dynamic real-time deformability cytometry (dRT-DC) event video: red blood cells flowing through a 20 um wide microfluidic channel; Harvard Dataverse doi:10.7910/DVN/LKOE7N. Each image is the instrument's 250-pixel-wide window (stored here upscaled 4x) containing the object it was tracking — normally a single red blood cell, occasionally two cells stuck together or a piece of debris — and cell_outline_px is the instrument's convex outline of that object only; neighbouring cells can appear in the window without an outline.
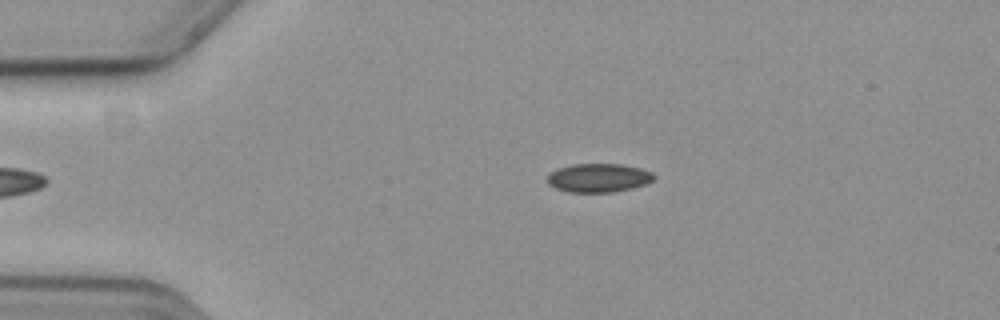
{"species": "common noctule bat (a hibernating species)", "species_latin": "Nyctalus noctula", "temperature_condition": "cold", "stored_images_in_passage": 20, "camera_frame_rate_fps": 3000, "um_per_image_px": 0.085, "animal": {"sex": "female", "body_mass_g": 19.3, "forearm_length_mm": 54.1}, "frame": {"image": 1, "passage_image": 12, "time_ms": 3.667, "image_size_px": [1000, 320], "cell_outline_px": [[656, 176], [652, 180], [644, 184], [632, 188], [612, 192], [568, 192], [556, 188], [548, 184], [548, 176], [556, 168], [572, 164], [624, 164], [640, 168], [652, 172]], "centroid_in_image_um": [50.87, 15.11], "position_along_channel_um": 34.1, "area_um2": 17.8}}
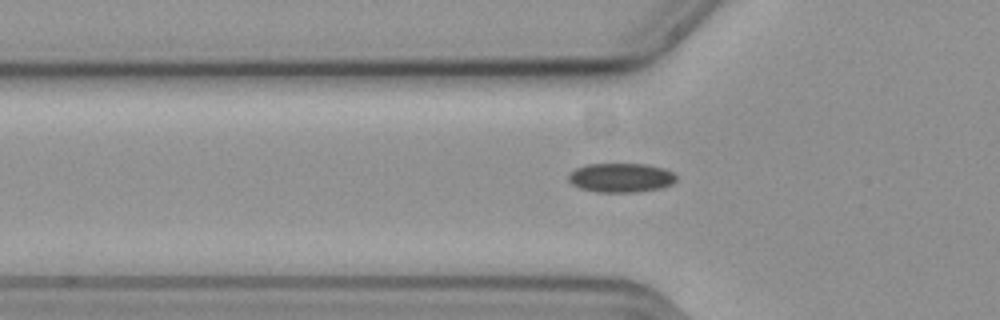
{"frame": {"image": 2, "passage_image": 19, "time_ms": 6.0, "image_size_px": [1000, 320], "cell_outline_px": [[676, 180], [672, 184], [660, 188], [636, 192], [596, 192], [580, 188], [572, 184], [568, 180], [568, 176], [576, 168], [588, 164], [644, 164], [664, 168], [672, 172], [676, 176]], "centroid_in_image_um": [52.78, 15.11], "position_along_channel_um": 73.0, "area_um2": 18.26}}